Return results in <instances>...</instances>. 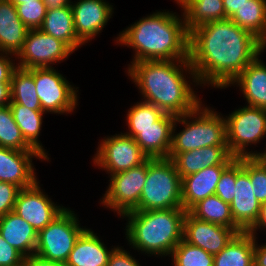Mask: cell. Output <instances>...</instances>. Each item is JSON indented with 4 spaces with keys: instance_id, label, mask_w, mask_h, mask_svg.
I'll use <instances>...</instances> for the list:
<instances>
[{
    "instance_id": "cell-18",
    "label": "cell",
    "mask_w": 266,
    "mask_h": 266,
    "mask_svg": "<svg viewBox=\"0 0 266 266\" xmlns=\"http://www.w3.org/2000/svg\"><path fill=\"white\" fill-rule=\"evenodd\" d=\"M180 177H186L207 167L230 164L235 157L227 146H208L182 153H169Z\"/></svg>"
},
{
    "instance_id": "cell-36",
    "label": "cell",
    "mask_w": 266,
    "mask_h": 266,
    "mask_svg": "<svg viewBox=\"0 0 266 266\" xmlns=\"http://www.w3.org/2000/svg\"><path fill=\"white\" fill-rule=\"evenodd\" d=\"M16 10L24 25L32 30L41 27L46 16L47 6L42 0H38V2H25L16 5Z\"/></svg>"
},
{
    "instance_id": "cell-8",
    "label": "cell",
    "mask_w": 266,
    "mask_h": 266,
    "mask_svg": "<svg viewBox=\"0 0 266 266\" xmlns=\"http://www.w3.org/2000/svg\"><path fill=\"white\" fill-rule=\"evenodd\" d=\"M74 211L66 208L56 219L38 233L35 254L55 262L66 263L81 228Z\"/></svg>"
},
{
    "instance_id": "cell-50",
    "label": "cell",
    "mask_w": 266,
    "mask_h": 266,
    "mask_svg": "<svg viewBox=\"0 0 266 266\" xmlns=\"http://www.w3.org/2000/svg\"><path fill=\"white\" fill-rule=\"evenodd\" d=\"M265 48H266V38L262 41V52H264Z\"/></svg>"
},
{
    "instance_id": "cell-10",
    "label": "cell",
    "mask_w": 266,
    "mask_h": 266,
    "mask_svg": "<svg viewBox=\"0 0 266 266\" xmlns=\"http://www.w3.org/2000/svg\"><path fill=\"white\" fill-rule=\"evenodd\" d=\"M146 175L147 160L140 166L110 175V184L101 204L120 216L133 211L139 205Z\"/></svg>"
},
{
    "instance_id": "cell-23",
    "label": "cell",
    "mask_w": 266,
    "mask_h": 266,
    "mask_svg": "<svg viewBox=\"0 0 266 266\" xmlns=\"http://www.w3.org/2000/svg\"><path fill=\"white\" fill-rule=\"evenodd\" d=\"M29 29L10 0H0V52L17 55Z\"/></svg>"
},
{
    "instance_id": "cell-33",
    "label": "cell",
    "mask_w": 266,
    "mask_h": 266,
    "mask_svg": "<svg viewBox=\"0 0 266 266\" xmlns=\"http://www.w3.org/2000/svg\"><path fill=\"white\" fill-rule=\"evenodd\" d=\"M0 146L16 150H35L23 138L9 105L0 107Z\"/></svg>"
},
{
    "instance_id": "cell-16",
    "label": "cell",
    "mask_w": 266,
    "mask_h": 266,
    "mask_svg": "<svg viewBox=\"0 0 266 266\" xmlns=\"http://www.w3.org/2000/svg\"><path fill=\"white\" fill-rule=\"evenodd\" d=\"M46 160L37 150H16L0 146V182L13 183L21 189L37 182L32 158Z\"/></svg>"
},
{
    "instance_id": "cell-17",
    "label": "cell",
    "mask_w": 266,
    "mask_h": 266,
    "mask_svg": "<svg viewBox=\"0 0 266 266\" xmlns=\"http://www.w3.org/2000/svg\"><path fill=\"white\" fill-rule=\"evenodd\" d=\"M71 3L74 29L77 38L85 44L101 33L108 20L112 18L113 5L105 0H78Z\"/></svg>"
},
{
    "instance_id": "cell-25",
    "label": "cell",
    "mask_w": 266,
    "mask_h": 266,
    "mask_svg": "<svg viewBox=\"0 0 266 266\" xmlns=\"http://www.w3.org/2000/svg\"><path fill=\"white\" fill-rule=\"evenodd\" d=\"M39 29L64 42L73 52L84 45L75 33L71 5L47 9L46 16Z\"/></svg>"
},
{
    "instance_id": "cell-14",
    "label": "cell",
    "mask_w": 266,
    "mask_h": 266,
    "mask_svg": "<svg viewBox=\"0 0 266 266\" xmlns=\"http://www.w3.org/2000/svg\"><path fill=\"white\" fill-rule=\"evenodd\" d=\"M240 232H243L240 228H228L197 219L188 211L184 217L183 240L211 255L218 254Z\"/></svg>"
},
{
    "instance_id": "cell-46",
    "label": "cell",
    "mask_w": 266,
    "mask_h": 266,
    "mask_svg": "<svg viewBox=\"0 0 266 266\" xmlns=\"http://www.w3.org/2000/svg\"><path fill=\"white\" fill-rule=\"evenodd\" d=\"M11 102L10 83H0V107L8 106Z\"/></svg>"
},
{
    "instance_id": "cell-45",
    "label": "cell",
    "mask_w": 266,
    "mask_h": 266,
    "mask_svg": "<svg viewBox=\"0 0 266 266\" xmlns=\"http://www.w3.org/2000/svg\"><path fill=\"white\" fill-rule=\"evenodd\" d=\"M258 228L261 230V228H266V203H262L261 204V208H260V214L259 217L255 223V225L248 231L250 232L253 237L256 239V230H258Z\"/></svg>"
},
{
    "instance_id": "cell-48",
    "label": "cell",
    "mask_w": 266,
    "mask_h": 266,
    "mask_svg": "<svg viewBox=\"0 0 266 266\" xmlns=\"http://www.w3.org/2000/svg\"><path fill=\"white\" fill-rule=\"evenodd\" d=\"M261 165L266 166V150L263 153H256L253 156Z\"/></svg>"
},
{
    "instance_id": "cell-47",
    "label": "cell",
    "mask_w": 266,
    "mask_h": 266,
    "mask_svg": "<svg viewBox=\"0 0 266 266\" xmlns=\"http://www.w3.org/2000/svg\"><path fill=\"white\" fill-rule=\"evenodd\" d=\"M46 6L47 9H53L58 7H65L68 5H71V0H42Z\"/></svg>"
},
{
    "instance_id": "cell-30",
    "label": "cell",
    "mask_w": 266,
    "mask_h": 266,
    "mask_svg": "<svg viewBox=\"0 0 266 266\" xmlns=\"http://www.w3.org/2000/svg\"><path fill=\"white\" fill-rule=\"evenodd\" d=\"M230 19L261 42L266 38V0H248Z\"/></svg>"
},
{
    "instance_id": "cell-29",
    "label": "cell",
    "mask_w": 266,
    "mask_h": 266,
    "mask_svg": "<svg viewBox=\"0 0 266 266\" xmlns=\"http://www.w3.org/2000/svg\"><path fill=\"white\" fill-rule=\"evenodd\" d=\"M11 102L32 110H42L33 78V69L16 67L10 81Z\"/></svg>"
},
{
    "instance_id": "cell-26",
    "label": "cell",
    "mask_w": 266,
    "mask_h": 266,
    "mask_svg": "<svg viewBox=\"0 0 266 266\" xmlns=\"http://www.w3.org/2000/svg\"><path fill=\"white\" fill-rule=\"evenodd\" d=\"M183 11L188 32L196 27L226 19L223 0H175Z\"/></svg>"
},
{
    "instance_id": "cell-15",
    "label": "cell",
    "mask_w": 266,
    "mask_h": 266,
    "mask_svg": "<svg viewBox=\"0 0 266 266\" xmlns=\"http://www.w3.org/2000/svg\"><path fill=\"white\" fill-rule=\"evenodd\" d=\"M234 194L230 204L233 221L243 232H248L259 217L261 204L254 195L249 174L243 169V157L236 158Z\"/></svg>"
},
{
    "instance_id": "cell-4",
    "label": "cell",
    "mask_w": 266,
    "mask_h": 266,
    "mask_svg": "<svg viewBox=\"0 0 266 266\" xmlns=\"http://www.w3.org/2000/svg\"><path fill=\"white\" fill-rule=\"evenodd\" d=\"M187 211L183 208L167 210L130 211L126 239L131 247L145 254L167 256L183 240V222Z\"/></svg>"
},
{
    "instance_id": "cell-7",
    "label": "cell",
    "mask_w": 266,
    "mask_h": 266,
    "mask_svg": "<svg viewBox=\"0 0 266 266\" xmlns=\"http://www.w3.org/2000/svg\"><path fill=\"white\" fill-rule=\"evenodd\" d=\"M226 142L235 158L253 157L257 151H247L249 144H257L266 137V109L244 106L225 117Z\"/></svg>"
},
{
    "instance_id": "cell-1",
    "label": "cell",
    "mask_w": 266,
    "mask_h": 266,
    "mask_svg": "<svg viewBox=\"0 0 266 266\" xmlns=\"http://www.w3.org/2000/svg\"><path fill=\"white\" fill-rule=\"evenodd\" d=\"M262 52V42L231 19L189 32V61L199 85H228Z\"/></svg>"
},
{
    "instance_id": "cell-9",
    "label": "cell",
    "mask_w": 266,
    "mask_h": 266,
    "mask_svg": "<svg viewBox=\"0 0 266 266\" xmlns=\"http://www.w3.org/2000/svg\"><path fill=\"white\" fill-rule=\"evenodd\" d=\"M42 111L68 114L78 105V90L73 87L54 67L33 68Z\"/></svg>"
},
{
    "instance_id": "cell-39",
    "label": "cell",
    "mask_w": 266,
    "mask_h": 266,
    "mask_svg": "<svg viewBox=\"0 0 266 266\" xmlns=\"http://www.w3.org/2000/svg\"><path fill=\"white\" fill-rule=\"evenodd\" d=\"M24 256L8 244L0 234V266H21Z\"/></svg>"
},
{
    "instance_id": "cell-42",
    "label": "cell",
    "mask_w": 266,
    "mask_h": 266,
    "mask_svg": "<svg viewBox=\"0 0 266 266\" xmlns=\"http://www.w3.org/2000/svg\"><path fill=\"white\" fill-rule=\"evenodd\" d=\"M21 266H65L64 263L46 260L36 254L24 257Z\"/></svg>"
},
{
    "instance_id": "cell-6",
    "label": "cell",
    "mask_w": 266,
    "mask_h": 266,
    "mask_svg": "<svg viewBox=\"0 0 266 266\" xmlns=\"http://www.w3.org/2000/svg\"><path fill=\"white\" fill-rule=\"evenodd\" d=\"M182 208V178L169 158H148L146 181L133 211Z\"/></svg>"
},
{
    "instance_id": "cell-38",
    "label": "cell",
    "mask_w": 266,
    "mask_h": 266,
    "mask_svg": "<svg viewBox=\"0 0 266 266\" xmlns=\"http://www.w3.org/2000/svg\"><path fill=\"white\" fill-rule=\"evenodd\" d=\"M20 190L13 183L0 182V216L13 211Z\"/></svg>"
},
{
    "instance_id": "cell-19",
    "label": "cell",
    "mask_w": 266,
    "mask_h": 266,
    "mask_svg": "<svg viewBox=\"0 0 266 266\" xmlns=\"http://www.w3.org/2000/svg\"><path fill=\"white\" fill-rule=\"evenodd\" d=\"M176 116L165 113L155 126L137 128L134 138L148 158H168L172 145V127Z\"/></svg>"
},
{
    "instance_id": "cell-27",
    "label": "cell",
    "mask_w": 266,
    "mask_h": 266,
    "mask_svg": "<svg viewBox=\"0 0 266 266\" xmlns=\"http://www.w3.org/2000/svg\"><path fill=\"white\" fill-rule=\"evenodd\" d=\"M213 266H254V237L250 232L237 233L218 254Z\"/></svg>"
},
{
    "instance_id": "cell-40",
    "label": "cell",
    "mask_w": 266,
    "mask_h": 266,
    "mask_svg": "<svg viewBox=\"0 0 266 266\" xmlns=\"http://www.w3.org/2000/svg\"><path fill=\"white\" fill-rule=\"evenodd\" d=\"M106 266H141L130 253L121 247H114Z\"/></svg>"
},
{
    "instance_id": "cell-43",
    "label": "cell",
    "mask_w": 266,
    "mask_h": 266,
    "mask_svg": "<svg viewBox=\"0 0 266 266\" xmlns=\"http://www.w3.org/2000/svg\"><path fill=\"white\" fill-rule=\"evenodd\" d=\"M248 0H223L226 18L230 19Z\"/></svg>"
},
{
    "instance_id": "cell-35",
    "label": "cell",
    "mask_w": 266,
    "mask_h": 266,
    "mask_svg": "<svg viewBox=\"0 0 266 266\" xmlns=\"http://www.w3.org/2000/svg\"><path fill=\"white\" fill-rule=\"evenodd\" d=\"M243 169L249 174L254 195L259 203H266V166L253 157H243Z\"/></svg>"
},
{
    "instance_id": "cell-28",
    "label": "cell",
    "mask_w": 266,
    "mask_h": 266,
    "mask_svg": "<svg viewBox=\"0 0 266 266\" xmlns=\"http://www.w3.org/2000/svg\"><path fill=\"white\" fill-rule=\"evenodd\" d=\"M13 118L20 128L21 134L25 141L40 154L46 161L49 160L48 153L45 152L41 143H39V135L42 127L44 111L32 110L15 102L9 104Z\"/></svg>"
},
{
    "instance_id": "cell-44",
    "label": "cell",
    "mask_w": 266,
    "mask_h": 266,
    "mask_svg": "<svg viewBox=\"0 0 266 266\" xmlns=\"http://www.w3.org/2000/svg\"><path fill=\"white\" fill-rule=\"evenodd\" d=\"M254 238V266H266V243L257 245Z\"/></svg>"
},
{
    "instance_id": "cell-21",
    "label": "cell",
    "mask_w": 266,
    "mask_h": 266,
    "mask_svg": "<svg viewBox=\"0 0 266 266\" xmlns=\"http://www.w3.org/2000/svg\"><path fill=\"white\" fill-rule=\"evenodd\" d=\"M0 234L24 257L35 254L37 231L13 211L0 216Z\"/></svg>"
},
{
    "instance_id": "cell-24",
    "label": "cell",
    "mask_w": 266,
    "mask_h": 266,
    "mask_svg": "<svg viewBox=\"0 0 266 266\" xmlns=\"http://www.w3.org/2000/svg\"><path fill=\"white\" fill-rule=\"evenodd\" d=\"M259 55L228 85L237 84L248 105L266 109V65Z\"/></svg>"
},
{
    "instance_id": "cell-20",
    "label": "cell",
    "mask_w": 266,
    "mask_h": 266,
    "mask_svg": "<svg viewBox=\"0 0 266 266\" xmlns=\"http://www.w3.org/2000/svg\"><path fill=\"white\" fill-rule=\"evenodd\" d=\"M229 164L207 167L182 178V208L188 211L193 205L215 194L223 170Z\"/></svg>"
},
{
    "instance_id": "cell-37",
    "label": "cell",
    "mask_w": 266,
    "mask_h": 266,
    "mask_svg": "<svg viewBox=\"0 0 266 266\" xmlns=\"http://www.w3.org/2000/svg\"><path fill=\"white\" fill-rule=\"evenodd\" d=\"M236 185V158L223 170L217 183L215 194L224 202L231 204Z\"/></svg>"
},
{
    "instance_id": "cell-41",
    "label": "cell",
    "mask_w": 266,
    "mask_h": 266,
    "mask_svg": "<svg viewBox=\"0 0 266 266\" xmlns=\"http://www.w3.org/2000/svg\"><path fill=\"white\" fill-rule=\"evenodd\" d=\"M12 54L0 52V83H10L16 63L11 59ZM11 56V57H8ZM11 59V60H10Z\"/></svg>"
},
{
    "instance_id": "cell-49",
    "label": "cell",
    "mask_w": 266,
    "mask_h": 266,
    "mask_svg": "<svg viewBox=\"0 0 266 266\" xmlns=\"http://www.w3.org/2000/svg\"><path fill=\"white\" fill-rule=\"evenodd\" d=\"M14 6L23 4L25 2H38V0H10Z\"/></svg>"
},
{
    "instance_id": "cell-34",
    "label": "cell",
    "mask_w": 266,
    "mask_h": 266,
    "mask_svg": "<svg viewBox=\"0 0 266 266\" xmlns=\"http://www.w3.org/2000/svg\"><path fill=\"white\" fill-rule=\"evenodd\" d=\"M173 266H213L214 255L182 240L172 254Z\"/></svg>"
},
{
    "instance_id": "cell-11",
    "label": "cell",
    "mask_w": 266,
    "mask_h": 266,
    "mask_svg": "<svg viewBox=\"0 0 266 266\" xmlns=\"http://www.w3.org/2000/svg\"><path fill=\"white\" fill-rule=\"evenodd\" d=\"M97 149L93 163L110 175L140 166L148 159L134 138L124 133L104 138Z\"/></svg>"
},
{
    "instance_id": "cell-22",
    "label": "cell",
    "mask_w": 266,
    "mask_h": 266,
    "mask_svg": "<svg viewBox=\"0 0 266 266\" xmlns=\"http://www.w3.org/2000/svg\"><path fill=\"white\" fill-rule=\"evenodd\" d=\"M111 251L91 229L86 228L76 240L65 266H106Z\"/></svg>"
},
{
    "instance_id": "cell-13",
    "label": "cell",
    "mask_w": 266,
    "mask_h": 266,
    "mask_svg": "<svg viewBox=\"0 0 266 266\" xmlns=\"http://www.w3.org/2000/svg\"><path fill=\"white\" fill-rule=\"evenodd\" d=\"M65 209L63 206L54 204L41 190L37 181L33 186L20 190L13 212L31 224L39 233Z\"/></svg>"
},
{
    "instance_id": "cell-5",
    "label": "cell",
    "mask_w": 266,
    "mask_h": 266,
    "mask_svg": "<svg viewBox=\"0 0 266 266\" xmlns=\"http://www.w3.org/2000/svg\"><path fill=\"white\" fill-rule=\"evenodd\" d=\"M202 106L201 102L193 111L176 117L172 127L170 153H182L208 146H227L225 118L213 109ZM188 119H192L191 122ZM176 123L184 124L185 128L177 134Z\"/></svg>"
},
{
    "instance_id": "cell-32",
    "label": "cell",
    "mask_w": 266,
    "mask_h": 266,
    "mask_svg": "<svg viewBox=\"0 0 266 266\" xmlns=\"http://www.w3.org/2000/svg\"><path fill=\"white\" fill-rule=\"evenodd\" d=\"M165 113L153 104L141 101L131 106L127 114V125L129 132L127 136L135 138L137 136V128H147L155 126Z\"/></svg>"
},
{
    "instance_id": "cell-31",
    "label": "cell",
    "mask_w": 266,
    "mask_h": 266,
    "mask_svg": "<svg viewBox=\"0 0 266 266\" xmlns=\"http://www.w3.org/2000/svg\"><path fill=\"white\" fill-rule=\"evenodd\" d=\"M188 212L197 219L219 224L228 228H239L233 221L230 204L216 194L206 197L193 205Z\"/></svg>"
},
{
    "instance_id": "cell-12",
    "label": "cell",
    "mask_w": 266,
    "mask_h": 266,
    "mask_svg": "<svg viewBox=\"0 0 266 266\" xmlns=\"http://www.w3.org/2000/svg\"><path fill=\"white\" fill-rule=\"evenodd\" d=\"M73 51L61 40L40 29L29 30L16 57L18 67L24 69L52 67L51 64L67 59Z\"/></svg>"
},
{
    "instance_id": "cell-3",
    "label": "cell",
    "mask_w": 266,
    "mask_h": 266,
    "mask_svg": "<svg viewBox=\"0 0 266 266\" xmlns=\"http://www.w3.org/2000/svg\"><path fill=\"white\" fill-rule=\"evenodd\" d=\"M172 11H157L116 37V43L135 50L134 62L189 59V32L184 16ZM179 16V17H178Z\"/></svg>"
},
{
    "instance_id": "cell-2",
    "label": "cell",
    "mask_w": 266,
    "mask_h": 266,
    "mask_svg": "<svg viewBox=\"0 0 266 266\" xmlns=\"http://www.w3.org/2000/svg\"><path fill=\"white\" fill-rule=\"evenodd\" d=\"M180 64V65H179ZM128 76L138 86L144 102L153 104L164 113L182 116L193 111L201 100L188 84L187 70L197 86L189 59L139 61L128 66Z\"/></svg>"
}]
</instances>
